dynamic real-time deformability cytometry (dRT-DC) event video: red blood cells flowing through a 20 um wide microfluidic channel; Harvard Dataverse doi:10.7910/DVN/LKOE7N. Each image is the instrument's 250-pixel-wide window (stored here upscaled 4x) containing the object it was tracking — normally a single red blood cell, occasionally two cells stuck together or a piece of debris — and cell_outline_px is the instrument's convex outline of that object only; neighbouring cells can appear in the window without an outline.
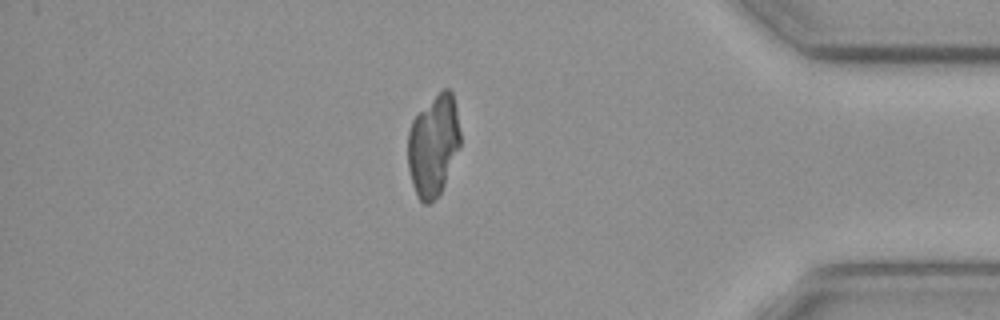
{"species": "common noctule bat (a hibernating species)", "species_latin": "Nyctalus noctula", "temperature_condition": "cold", "stored_images_in_passage": 47, "camera_frame_rate_fps": 3000, "um_per_image_px": 0.085, "animal": {"sex": "female", "body_mass_g": 19.3, "forearm_length_mm": 54.1}, "frame": {"image": 1, "passage_image": 39, "time_ms": 12.667, "image_size_px": [1000, 320], "cell_outline_px": [[460, 148], [440, 196], [428, 204], [424, 204], [416, 196], [412, 184], [408, 168], [408, 132], [412, 120], [444, 88], [448, 88], [452, 92], [456, 108], [460, 132]], "centroid_in_image_um": [36.84, 12.43], "position_along_channel_um": 398.4, "area_um2": 31.04}}
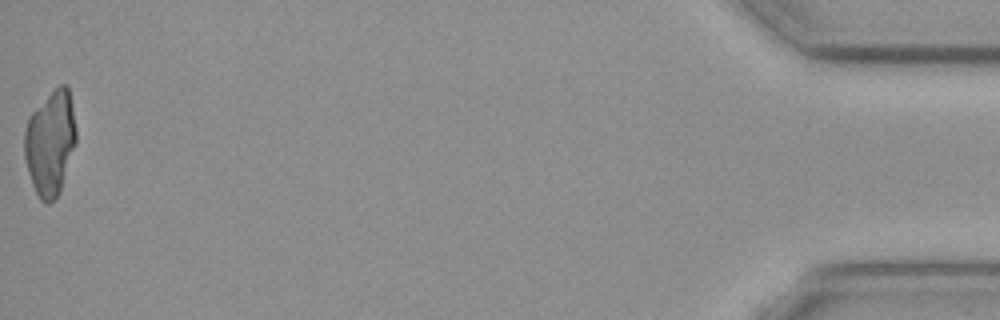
{"frame": {"image": 2, "passage_image": 47, "time_ms": 15.333, "image_size_px": [1000, 320], "cell_outline_px": [[76, 144], [60, 192], [48, 204], [40, 200], [32, 184], [28, 172], [24, 156], [24, 132], [28, 120], [32, 112], [60, 84], [64, 84], [68, 88], [76, 128]], "centroid_in_image_um": [4.27, 12.19], "position_along_channel_um": 430.9, "area_um2": 31.27}}